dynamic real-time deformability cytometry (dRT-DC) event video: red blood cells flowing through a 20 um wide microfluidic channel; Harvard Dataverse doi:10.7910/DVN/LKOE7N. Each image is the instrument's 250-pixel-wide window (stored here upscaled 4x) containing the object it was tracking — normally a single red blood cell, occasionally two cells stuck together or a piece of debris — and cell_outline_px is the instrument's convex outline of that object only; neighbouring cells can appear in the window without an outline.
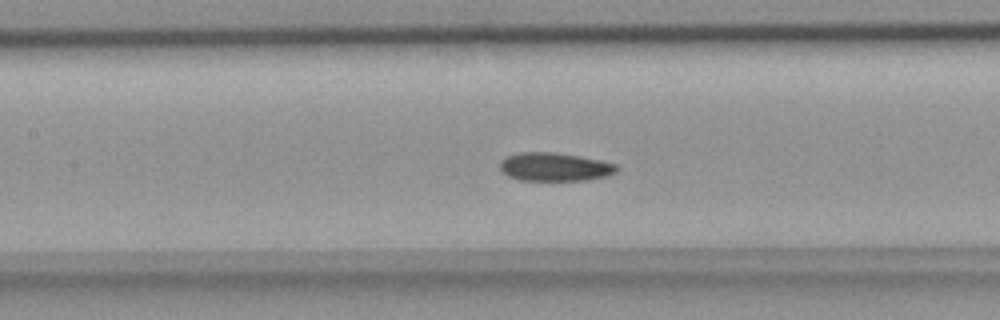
{"species": "common noctule bat (a hibernating species)", "species_latin": "Nyctalus noctula", "temperature_condition": "room temperature", "stored_images_in_passage": 52, "camera_frame_rate_fps": 3000, "um_per_image_px": 0.085, "animal": {"sex": "female", "body_mass_g": 18.4}, "frame": {"image": 1, "passage_image": 23, "time_ms": 7.333, "image_size_px": [1000, 320], "cell_outline_px": [[620, 168], [616, 172], [608, 176], [588, 180], [520, 180], [508, 176], [500, 168], [500, 160], [504, 156], [520, 152], [556, 152], [580, 156], [600, 160], [616, 164]], "centroid_in_image_um": [47.16, 14.18], "position_along_channel_um": 160.2, "area_um2": 19.54}}
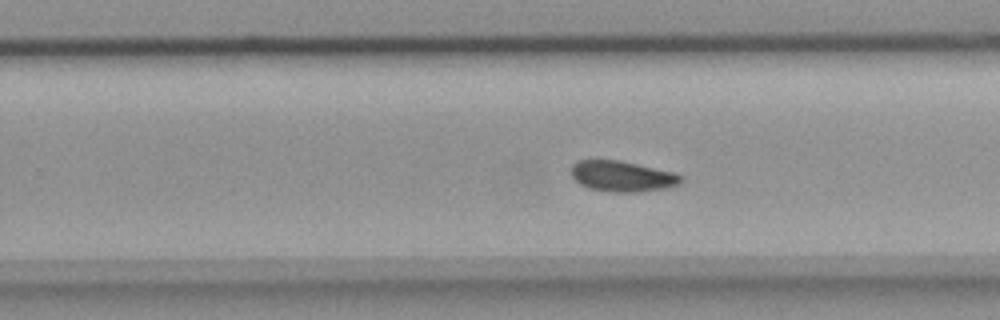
{"frame": {"image": 2, "passage_image": 32, "time_ms": 10.333, "image_size_px": [1000, 320], "cell_outline_px": [[684, 180], [680, 184], [668, 188], [640, 192], [608, 192], [588, 188], [580, 184], [572, 176], [572, 164], [576, 160], [620, 160], [676, 172], [684, 176]], "centroid_in_image_um": [52.95, 14.99], "position_along_channel_um": 276.8, "area_um2": 20.06}}
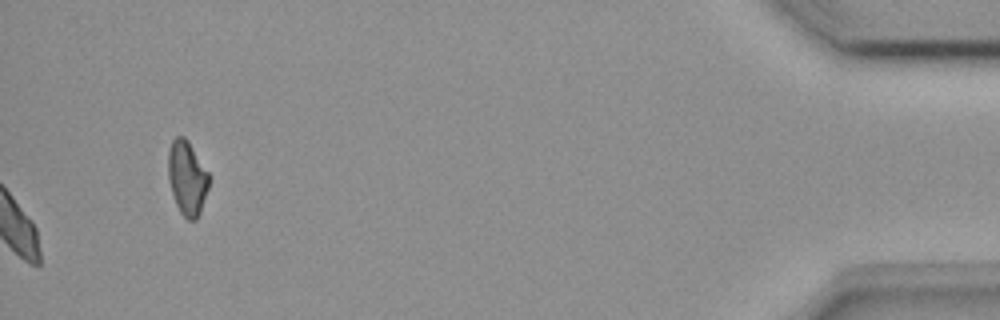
{"frame": {"image": 3, "passage_image": 52, "time_ms": 17.0, "image_size_px": [1000, 320], "cell_outline_px": [[208, 188], [200, 212], [196, 220], [188, 220], [180, 212], [176, 204], [168, 180], [168, 152], [172, 140], [176, 136], [184, 136], [188, 140], [208, 172]], "centroid_in_image_um": [15.89, 15.11], "position_along_channel_um": 419.3, "area_um2": 17.51}, "authors_computed_cell_mechanics": {"area_um2": 19.4786, "velocity_mm_per_s": 3.9115, "shape_relaxation_time_tau1_ms": 5.3365, "shape_relaxation_time_tau2_ms": 4.4749, "deformation_change_tau1": 0.1101, "deformation_change_tau2": 0.068}}